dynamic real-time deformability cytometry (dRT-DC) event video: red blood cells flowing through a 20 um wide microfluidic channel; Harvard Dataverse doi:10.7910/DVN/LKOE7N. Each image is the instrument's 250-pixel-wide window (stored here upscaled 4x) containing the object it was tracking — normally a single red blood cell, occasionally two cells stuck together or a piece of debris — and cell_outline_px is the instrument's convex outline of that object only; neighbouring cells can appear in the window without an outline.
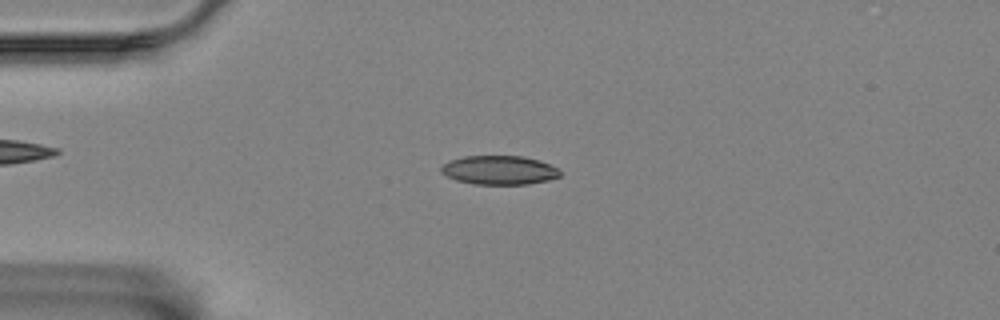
{"species": "Egyptian fruit bat (a non-hibernating species)", "species_latin": "Rousettus aegyptiacus", "temperature_condition": "room temperature", "stored_images_in_passage": 57, "camera_frame_rate_fps": 3000, "um_per_image_px": 0.085, "animal": {"sex": "female"}, "frame": {"image": 1, "passage_image": 13, "time_ms": 4.0, "image_size_px": [1000, 320], "cell_outline_px": [[560, 176], [548, 180], [528, 184], [472, 184], [456, 180], [440, 172], [440, 168], [448, 160], [464, 156], [524, 156], [540, 160], [560, 168]], "centroid_in_image_um": [42.45, 14.45], "position_along_channel_um": 42.6, "area_um2": 20.23}}
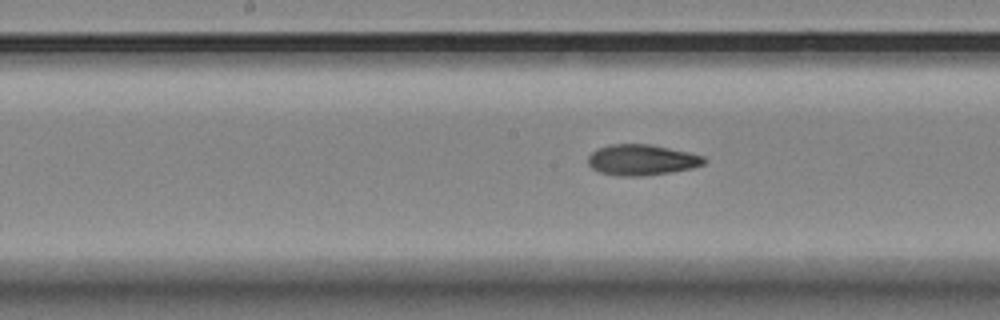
{"frame": {"image": 2, "passage_image": 28, "time_ms": 9.0, "image_size_px": [1000, 320], "cell_outline_px": [[708, 160], [704, 164], [692, 168], [672, 172], [644, 176], [620, 176], [600, 172], [592, 168], [588, 164], [588, 156], [596, 148], [612, 144], [648, 144], [688, 152], [704, 156]], "centroid_in_image_um": [54.55, 13.59], "position_along_channel_um": 193.6, "area_um2": 20.87}}
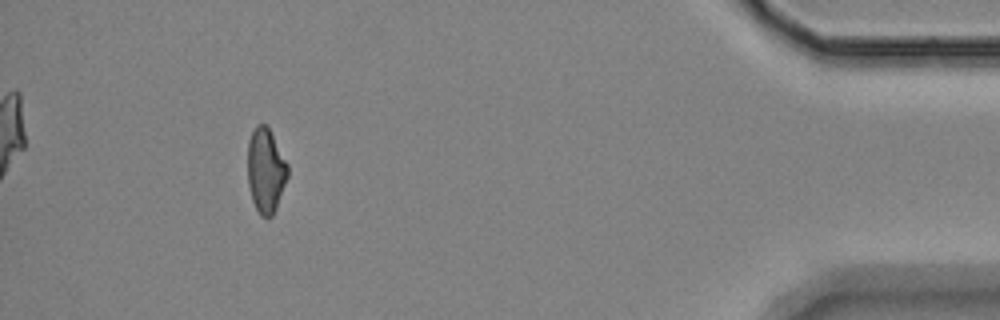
{"frame": {"image": 3, "passage_image": 52, "time_ms": 17.0, "image_size_px": [1000, 320], "cell_outline_px": [[288, 176], [276, 208], [272, 216], [260, 216], [252, 200], [248, 184], [248, 140], [256, 124], [264, 124], [268, 128], [288, 164]], "centroid_in_image_um": [22.58, 14.5], "position_along_channel_um": 412.6, "area_um2": 19.54}, "authors_computed_cell_mechanics": {"area_um2": 20.3456, "velocity_mm_per_s": 3.4548, "shape_relaxation_time_tau1_ms": 8.7636, "shape_relaxation_time_tau2_ms": 5.2946, "deformation_change_tau1": 0.1723, "deformation_change_tau2": 0.1188}}